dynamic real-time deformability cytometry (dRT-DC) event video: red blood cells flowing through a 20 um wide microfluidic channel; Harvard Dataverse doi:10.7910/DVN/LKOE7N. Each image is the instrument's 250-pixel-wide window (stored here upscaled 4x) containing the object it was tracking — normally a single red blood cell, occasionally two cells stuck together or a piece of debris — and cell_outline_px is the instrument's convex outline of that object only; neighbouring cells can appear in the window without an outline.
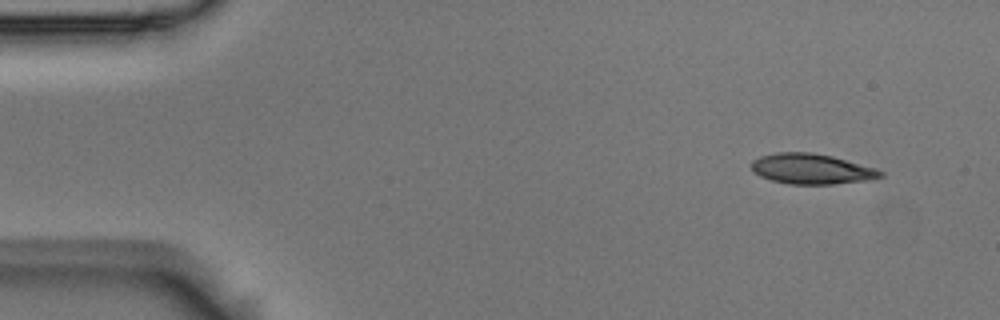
{"species": "Egyptian fruit bat (a non-hibernating species)", "species_latin": "Rousettus aegyptiacus", "temperature_condition": "room temperature", "stored_images_in_passage": 4, "camera_frame_rate_fps": 3000, "um_per_image_px": 0.085, "animal": {"sex": "male"}, "frame": {"image": 1, "passage_image": 1, "time_ms": 0.0, "image_size_px": [1000, 320], "cell_outline_px": [[884, 176], [872, 180], [832, 184], [788, 184], [772, 180], [760, 176], [752, 172], [752, 160], [760, 156], [776, 152], [812, 152], [832, 156], [876, 168], [884, 172]], "centroid_in_image_um": [69.0, 14.36], "position_along_channel_um": 16.0, "area_um2": 23.0}}